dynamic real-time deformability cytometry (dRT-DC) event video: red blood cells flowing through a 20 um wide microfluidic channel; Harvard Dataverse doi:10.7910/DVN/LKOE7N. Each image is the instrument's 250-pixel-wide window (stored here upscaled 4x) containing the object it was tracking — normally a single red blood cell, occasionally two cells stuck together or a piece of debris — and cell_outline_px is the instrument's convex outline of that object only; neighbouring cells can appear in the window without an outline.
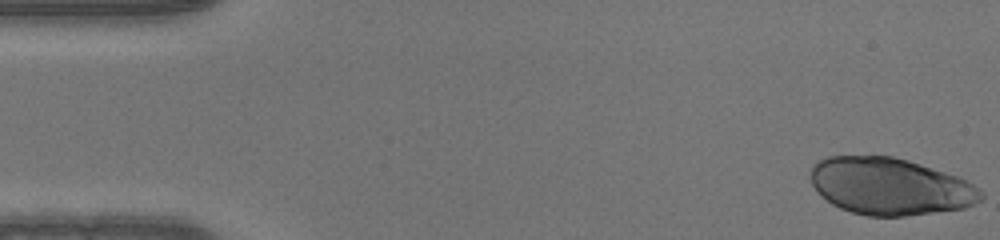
{"species": "human", "species_latin": "Homo sapiens", "temperature_condition": "warm", "stored_images_in_passage": 49, "camera_frame_rate_fps": 3000, "um_per_image_px": 0.085, "donor": {"sex": "male"}, "frame": {"image": 1, "passage_image": 1, "time_ms": 0.0, "image_size_px": [1000, 240], "cell_outline_px": [[984, 196], [980, 200], [964, 208], [904, 216], [868, 216], [852, 212], [840, 208], [832, 204], [812, 184], [808, 176], [812, 168], [820, 160], [828, 156], [892, 156], [908, 160], [956, 176], [972, 184], [984, 192]], "centroid_in_image_um": [75.64, 15.84], "position_along_channel_um": 9.4, "area_um2": 56.12}}